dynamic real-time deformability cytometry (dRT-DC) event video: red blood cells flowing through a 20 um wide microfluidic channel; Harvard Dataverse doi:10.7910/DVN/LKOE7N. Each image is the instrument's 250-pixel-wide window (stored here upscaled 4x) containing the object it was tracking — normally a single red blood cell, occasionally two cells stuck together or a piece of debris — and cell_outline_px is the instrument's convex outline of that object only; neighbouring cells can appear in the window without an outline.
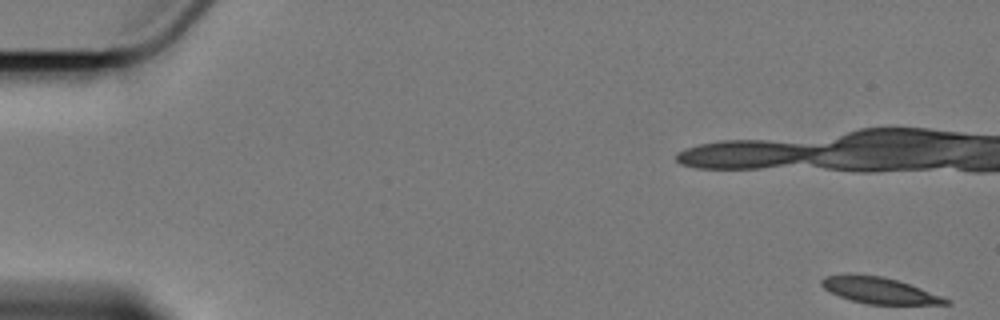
{"species": "Egyptian fruit bat (a non-hibernating species)", "species_latin": "Rousettus aegyptiacus", "temperature_condition": "cold", "stored_images_in_passage": 5, "camera_frame_rate_fps": 3000, "um_per_image_px": 0.085, "animal": {"sex": "female"}, "frame": {"image": 1, "passage_image": 1, "time_ms": 0.0, "image_size_px": [1000, 320], "cell_outline_px": [[952, 304], [868, 304], [852, 300], [840, 296], [824, 288], [820, 284], [820, 280], [824, 276], [880, 276], [896, 280], [920, 288], [952, 300]], "centroid_in_image_um": [74.8, 24.72], "position_along_channel_um": 10.2, "area_um2": 18.21}}